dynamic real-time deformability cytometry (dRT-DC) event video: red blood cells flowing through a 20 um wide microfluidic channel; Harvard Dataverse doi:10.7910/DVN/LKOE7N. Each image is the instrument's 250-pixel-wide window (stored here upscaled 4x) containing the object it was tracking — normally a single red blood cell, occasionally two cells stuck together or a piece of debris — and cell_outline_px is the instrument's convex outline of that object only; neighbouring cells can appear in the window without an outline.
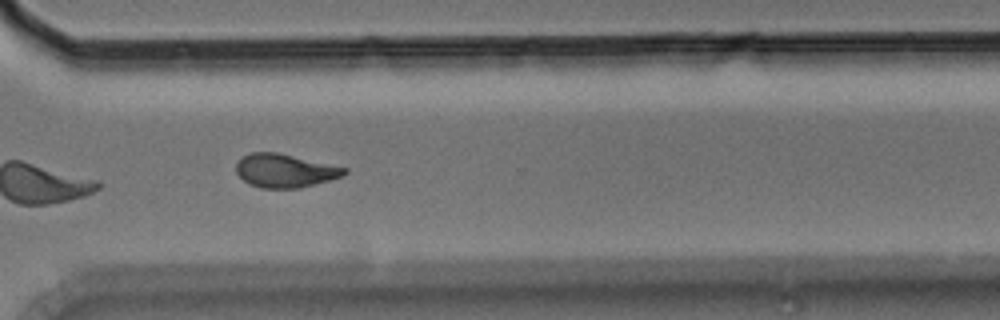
{"species": "Egyptian fruit bat (a non-hibernating species)", "species_latin": "Rousettus aegyptiacus", "temperature_condition": "room temperature", "stored_images_in_passage": 15, "camera_frame_rate_fps": 3000, "um_per_image_px": 0.085, "animal": {"sex": "male"}, "frame": {"image": 1, "passage_image": 11, "time_ms": 3.333, "image_size_px": [1000, 320], "cell_outline_px": [[348, 172], [332, 180], [300, 188], [260, 188], [248, 184], [236, 172], [236, 164], [244, 156], [252, 152], [276, 152], [348, 168]], "centroid_in_image_um": [24.23, 14.52], "position_along_channel_um": 346.4, "area_um2": 21.04}}